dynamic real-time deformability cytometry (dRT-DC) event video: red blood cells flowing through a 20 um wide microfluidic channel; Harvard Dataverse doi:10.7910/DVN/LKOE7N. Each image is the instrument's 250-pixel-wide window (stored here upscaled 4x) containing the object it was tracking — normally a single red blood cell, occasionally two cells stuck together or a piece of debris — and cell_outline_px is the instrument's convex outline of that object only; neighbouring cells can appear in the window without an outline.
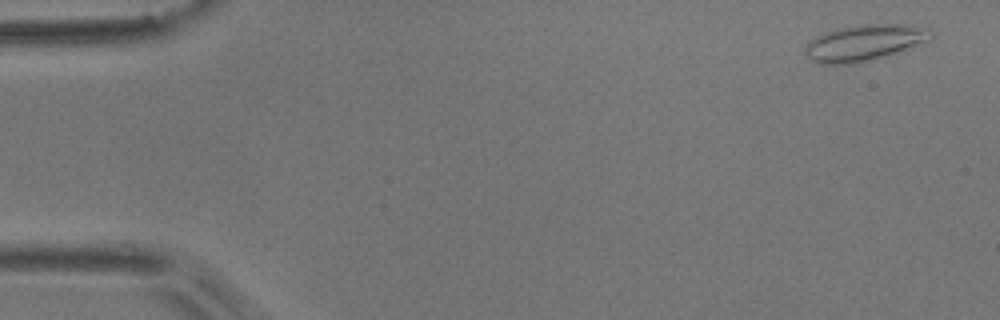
{"species": "common noctule bat (a hibernating species)", "species_latin": "Nyctalus noctula", "temperature_condition": "room temperature", "stored_images_in_passage": 6, "camera_frame_rate_fps": 3000, "um_per_image_px": 0.085, "animal": {"sex": "male", "body_mass_g": 17.9}, "frame": {"image": 1, "passage_image": 1, "time_ms": 0.0, "image_size_px": [1000, 320], "cell_outline_px": [[936, 32], [932, 40], [912, 48], [884, 56], [852, 64], [820, 64], [812, 60], [804, 52], [804, 48], [816, 36], [824, 32], [836, 28], [860, 24], [904, 24], [928, 28]], "centroid_in_image_um": [73.54, 3.62], "position_along_channel_um": 11.5, "area_um2": 26.82}}
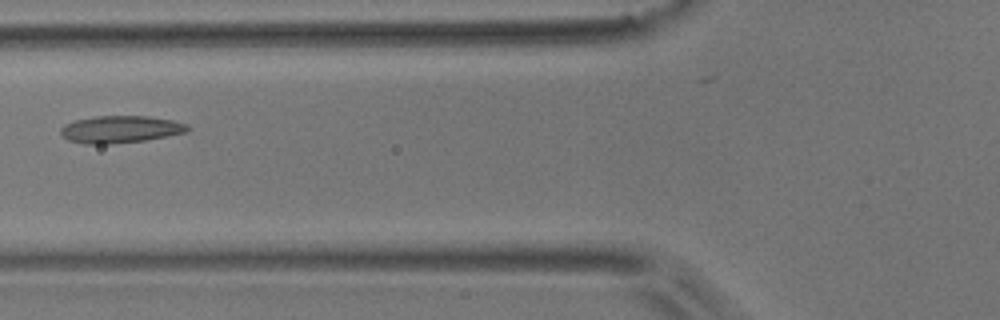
{"frame": {"image": 2, "passage_image": 6, "time_ms": 1.667, "image_size_px": [1000, 320], "cell_outline_px": [[192, 128], [188, 132], [168, 136], [144, 140], [112, 144], [84, 144], [68, 140], [60, 132], [60, 128], [64, 124], [76, 120], [96, 116], [148, 116], [172, 120], [188, 124]], "centroid_in_image_um": [10.26, 10.99], "position_along_channel_um": 115.5, "area_um2": 20.23}}